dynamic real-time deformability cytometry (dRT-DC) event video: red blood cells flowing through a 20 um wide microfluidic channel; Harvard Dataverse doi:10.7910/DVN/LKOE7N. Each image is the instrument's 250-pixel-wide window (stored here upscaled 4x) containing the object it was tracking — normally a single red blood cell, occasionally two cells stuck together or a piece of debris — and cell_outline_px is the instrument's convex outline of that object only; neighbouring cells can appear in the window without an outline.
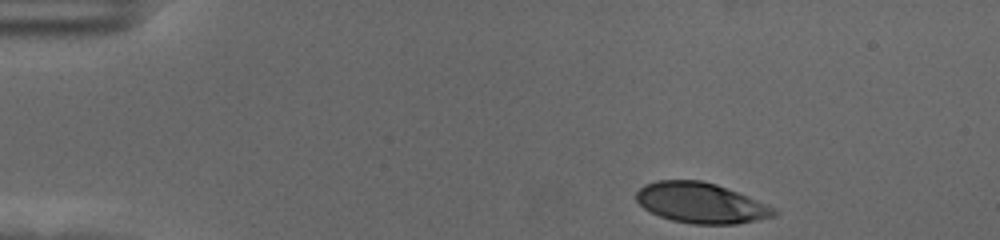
{"species": "human", "species_latin": "Homo sapiens", "temperature_condition": "cold", "stored_images_in_passage": 42, "camera_frame_rate_fps": 3000, "um_per_image_px": 0.085, "donor": {"sex": "female"}, "frame": {"image": 1, "passage_image": 1, "time_ms": 0.0, "image_size_px": [1000, 240], "cell_outline_px": [[780, 212], [776, 216], [736, 224], [692, 224], [672, 220], [660, 216], [644, 208], [636, 200], [636, 192], [644, 184], [656, 180], [700, 180], [716, 184], [748, 196], [776, 208]], "centroid_in_image_um": [59.6, 17.25], "position_along_channel_um": 25.4, "area_um2": 32.48}}
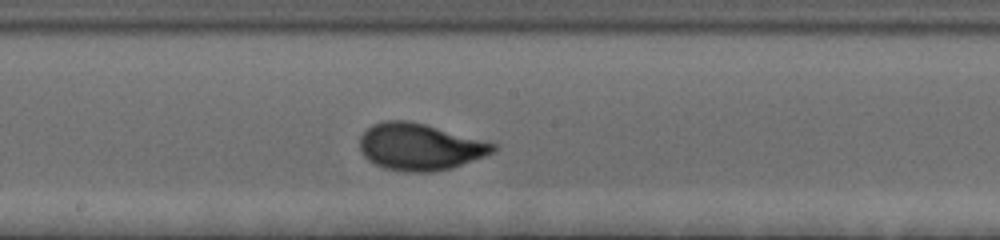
{"frame": {"image": 2, "passage_image": 24, "time_ms": 7.667, "image_size_px": [1000, 240], "cell_outline_px": [[500, 144], [496, 152], [452, 168], [436, 172], [404, 172], [384, 168], [368, 160], [360, 152], [360, 136], [372, 124], [384, 120], [408, 120], [424, 124]], "centroid_in_image_um": [35.72, 12.49], "position_along_channel_um": 212.5, "area_um2": 36.76}}
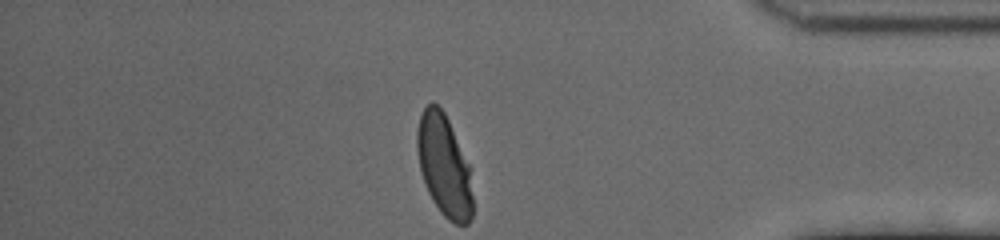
{"frame": {"image": 3, "passage_image": 42, "time_ms": 13.667, "image_size_px": [1000, 240], "cell_outline_px": [[472, 220], [468, 224], [456, 224], [448, 220], [440, 212], [432, 200], [428, 192], [420, 168], [416, 148], [416, 132], [420, 116], [424, 108], [432, 100], [444, 112], [448, 120], [468, 164], [472, 196]], "centroid_in_image_um": [37.73, 14.09], "position_along_channel_um": 397.5, "area_um2": 32.6}, "authors_computed_cell_mechanics": {"area_um2": 34.7667, "velocity_mm_per_s": 3.5212, "shape_relaxation_time_tau1_ms": 3.7522, "shape_relaxation_time_tau2_ms": null, "deformation_change_tau1": 0.1718, "deformation_change_tau2": null}}